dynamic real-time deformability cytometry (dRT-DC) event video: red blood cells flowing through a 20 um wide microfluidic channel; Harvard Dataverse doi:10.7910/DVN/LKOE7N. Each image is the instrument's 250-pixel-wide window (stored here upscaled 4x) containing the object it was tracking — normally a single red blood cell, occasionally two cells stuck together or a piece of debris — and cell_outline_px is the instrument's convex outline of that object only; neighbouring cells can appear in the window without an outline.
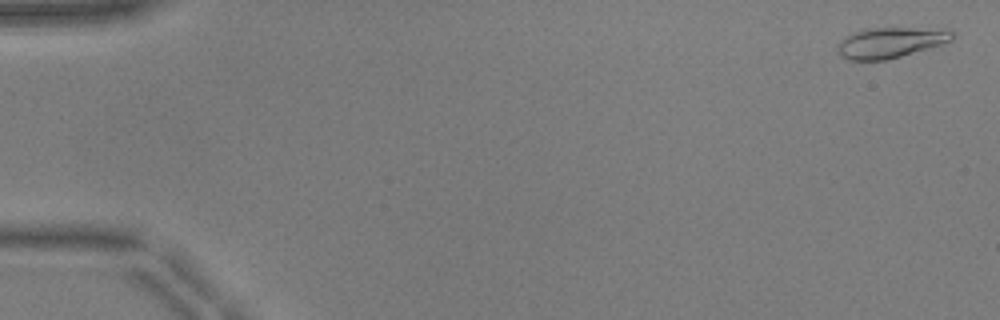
{"species": "common noctule bat (a hibernating species)", "species_latin": "Nyctalus noctula", "temperature_condition": "warm", "stored_images_in_passage": 29, "camera_frame_rate_fps": 3000, "um_per_image_px": 0.085, "animal": {"sex": "male", "body_mass_g": 17.9, "forearm_length_mm": 54.2}, "frame": {"image": 1, "passage_image": 2, "time_ms": 0.333, "image_size_px": [1000, 320], "cell_outline_px": [[956, 32], [952, 40], [928, 48], [900, 56], [884, 60], [848, 60], [840, 56], [836, 52], [836, 44], [844, 36], [852, 32], [864, 28], [944, 28]], "centroid_in_image_um": [75.63, 3.6], "position_along_channel_um": 9.4, "area_um2": 20.75}}
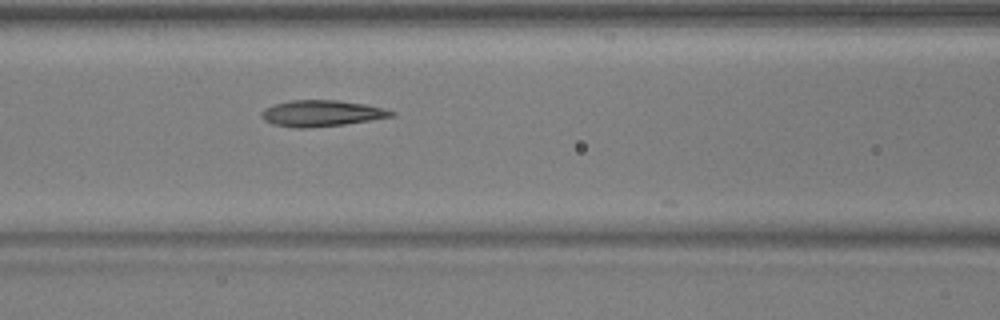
{"frame": {"image": 2, "passage_image": 23, "time_ms": 7.333, "image_size_px": [1000, 320], "cell_outline_px": [[396, 112], [392, 116], [344, 124], [304, 128], [296, 128], [272, 124], [264, 120], [260, 116], [260, 112], [264, 108], [276, 104], [292, 100], [336, 100], [364, 104], [384, 108]], "centroid_in_image_um": [27.28, 9.63], "position_along_channel_um": 139.3, "area_um2": 19.59}}
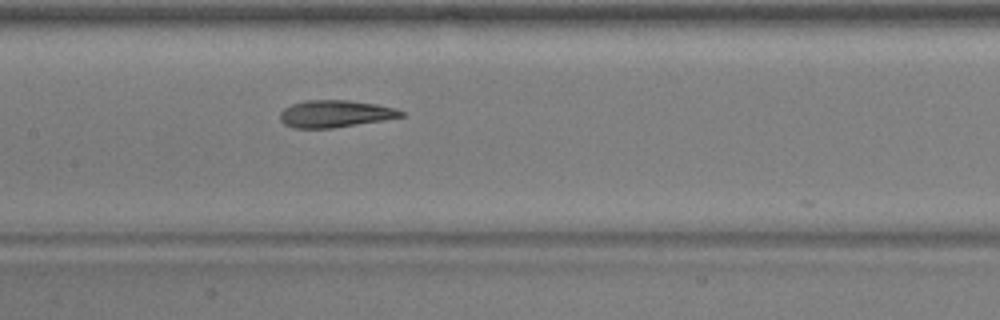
{"frame": {"image": 3, "passage_image": 26, "time_ms": 8.333, "image_size_px": [1000, 320], "cell_outline_px": [[404, 116], [384, 120], [332, 128], [292, 128], [284, 124], [280, 120], [280, 112], [284, 108], [292, 104], [304, 100], [348, 100], [376, 104], [396, 108], [404, 112]], "centroid_in_image_um": [28.47, 9.67], "position_along_channel_um": 178.9, "area_um2": 19.19}}